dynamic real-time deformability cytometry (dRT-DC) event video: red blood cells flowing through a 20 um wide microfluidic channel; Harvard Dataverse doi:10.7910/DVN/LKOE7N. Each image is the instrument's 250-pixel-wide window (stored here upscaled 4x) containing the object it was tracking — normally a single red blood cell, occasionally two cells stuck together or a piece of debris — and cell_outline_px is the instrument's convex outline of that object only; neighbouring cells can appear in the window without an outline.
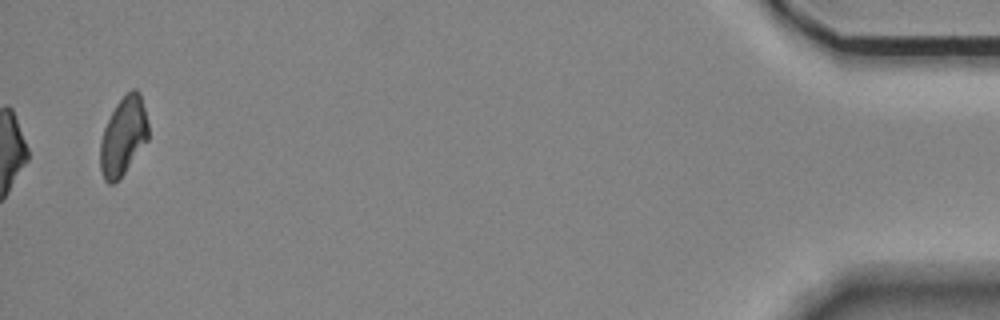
{"species": "Egyptian fruit bat (a non-hibernating species)", "species_latin": "Rousettus aegyptiacus", "temperature_condition": "room temperature", "stored_images_in_passage": 12, "camera_frame_rate_fps": 3000, "um_per_image_px": 0.085, "animal": {"sex": "female"}, "frame": {"image": 1, "passage_image": 12, "time_ms": 13.333, "image_size_px": [1000, 320], "cell_outline_px": [[148, 140], [124, 172], [112, 184], [108, 184], [104, 180], [100, 168], [100, 140], [104, 128], [116, 104], [132, 88], [136, 88], [140, 92], [148, 124]], "centroid_in_image_um": [10.47, 11.57], "position_along_channel_um": 424.7, "area_um2": 21.68}, "authors_computed_cell_mechanics": {"area_um2": 24.9696, "velocity_mm_per_s": 3.5016, "shape_relaxation_time_tau1_ms": 2.5651, "shape_relaxation_time_tau2_ms": 4.8626, "deformation_change_tau1": 0.068, "deformation_change_tau2": 0.1161}}